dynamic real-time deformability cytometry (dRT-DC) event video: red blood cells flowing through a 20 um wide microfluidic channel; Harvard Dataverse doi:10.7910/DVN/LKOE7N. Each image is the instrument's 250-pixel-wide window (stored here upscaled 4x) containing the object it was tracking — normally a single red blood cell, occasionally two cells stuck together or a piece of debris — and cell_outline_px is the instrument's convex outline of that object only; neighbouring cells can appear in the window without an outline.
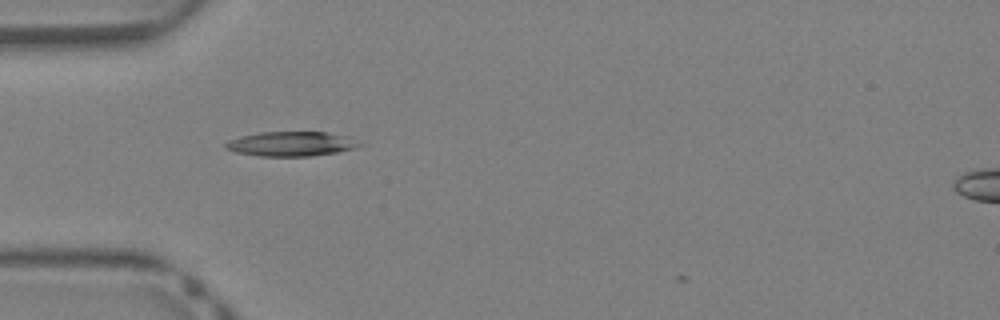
{"species": "Egyptian fruit bat (a non-hibernating species)", "species_latin": "Rousettus aegyptiacus", "temperature_condition": "warm", "stored_images_in_passage": 15, "camera_frame_rate_fps": 3000, "um_per_image_px": 0.085, "animal": {"sex": "female"}, "frame": {"image": 1, "passage_image": 2, "time_ms": 0.333, "image_size_px": [1000, 320], "cell_outline_px": [[364, 144], [356, 148], [336, 152], [312, 156], [260, 156], [236, 152], [224, 148], [224, 144], [228, 140], [240, 136], [260, 132], [328, 132], [344, 136]], "centroid_in_image_um": [24.72, 12.23], "position_along_channel_um": 60.3, "area_um2": 19.13}}
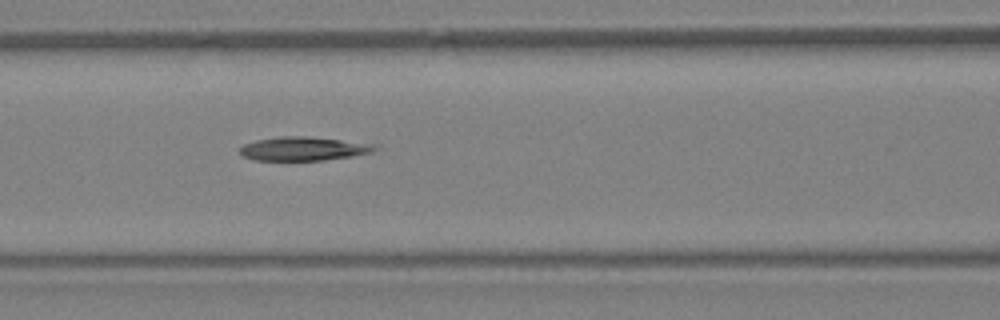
{"frame": {"image": 2, "passage_image": 7, "time_ms": 2.0, "image_size_px": [1000, 320], "cell_outline_px": [[380, 148], [372, 152], [352, 156], [324, 160], [256, 160], [244, 156], [240, 152], [240, 148], [244, 144], [256, 140], [280, 136], [308, 136], [380, 144]], "centroid_in_image_um": [25.88, 12.63], "position_along_channel_um": 140.7, "area_um2": 18.84}}
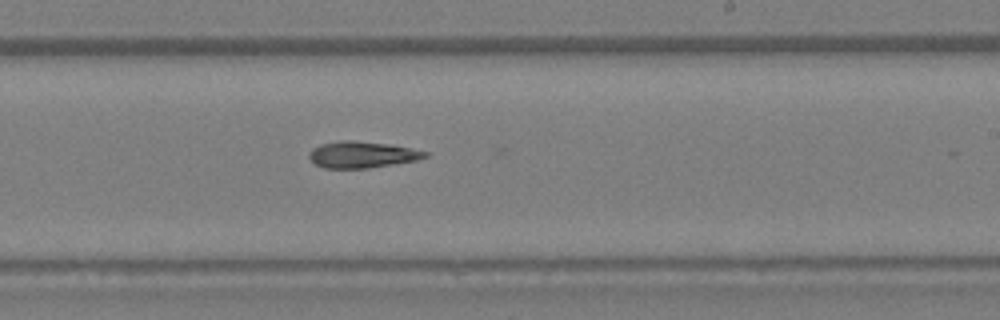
{"frame": {"image": 3, "passage_image": 14, "time_ms": 4.333, "image_size_px": [1000, 320], "cell_outline_px": [[428, 156], [416, 160], [368, 168], [324, 168], [312, 164], [308, 156], [308, 152], [312, 148], [320, 144], [344, 140], [352, 140], [388, 144], [428, 152]], "centroid_in_image_um": [30.69, 13.15], "position_along_channel_um": 258.3, "area_um2": 17.8}}